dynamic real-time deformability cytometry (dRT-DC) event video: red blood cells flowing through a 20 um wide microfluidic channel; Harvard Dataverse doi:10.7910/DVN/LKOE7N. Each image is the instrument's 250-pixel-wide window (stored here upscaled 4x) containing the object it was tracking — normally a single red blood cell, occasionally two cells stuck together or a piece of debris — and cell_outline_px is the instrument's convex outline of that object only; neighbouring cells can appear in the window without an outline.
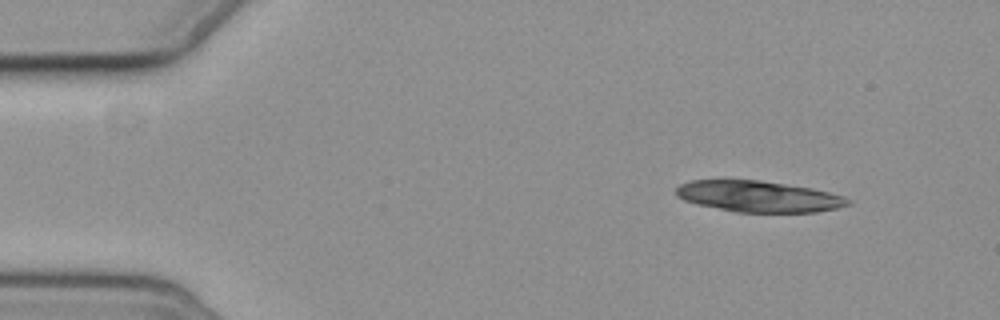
{"species": "common noctule bat (a hibernating species)", "species_latin": "Nyctalus noctula", "temperature_condition": "cold", "stored_images_in_passage": 3, "camera_frame_rate_fps": 3000, "um_per_image_px": 0.085, "animal": {"sex": "female", "body_mass_g": 19.3, "forearm_length_mm": 54.1}, "frame": {"image": 1, "passage_image": 3, "time_ms": 2.333, "image_size_px": [1000, 320], "cell_outline_px": [[852, 204], [836, 208], [816, 212], [736, 212], [696, 204], [684, 200], [676, 196], [676, 188], [680, 184], [692, 180], [760, 180], [812, 188], [844, 196], [852, 200]], "centroid_in_image_um": [64.49, 16.7], "position_along_channel_um": 20.5, "area_um2": 31.21}}